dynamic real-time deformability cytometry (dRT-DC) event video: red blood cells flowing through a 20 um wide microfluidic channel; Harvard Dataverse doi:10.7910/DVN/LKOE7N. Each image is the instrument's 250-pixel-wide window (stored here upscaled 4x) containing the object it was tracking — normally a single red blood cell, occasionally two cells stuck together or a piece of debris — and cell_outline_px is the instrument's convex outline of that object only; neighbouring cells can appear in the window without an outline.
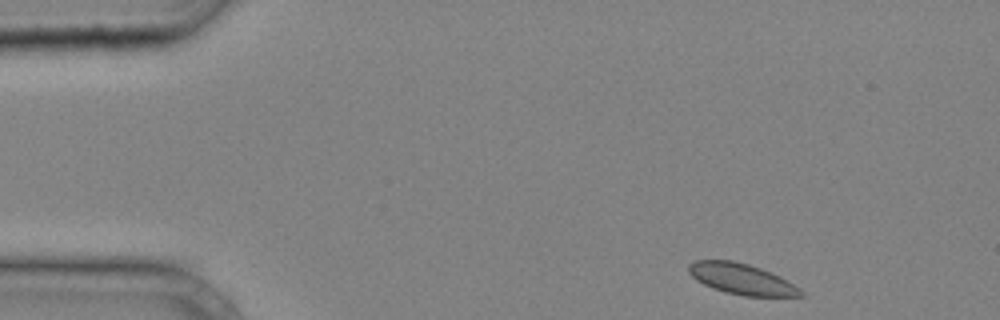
{"species": "common noctule bat (a hibernating species)", "species_latin": "Nyctalus noctula", "temperature_condition": "cold", "stored_images_in_passage": 36, "camera_frame_rate_fps": 3000, "um_per_image_px": 0.085, "animal": {"sex": "male", "body_mass_g": 20.4}, "frame": {"image": 1, "passage_image": 1, "time_ms": 0.0, "image_size_px": [1000, 320], "cell_outline_px": [[804, 296], [744, 296], [724, 292], [712, 288], [696, 280], [688, 272], [688, 264], [696, 260], [732, 260], [748, 264], [760, 268], [780, 276], [788, 280], [800, 288], [804, 292]], "centroid_in_image_um": [63.04, 23.71], "position_along_channel_um": 22.0, "area_um2": 20.23}}
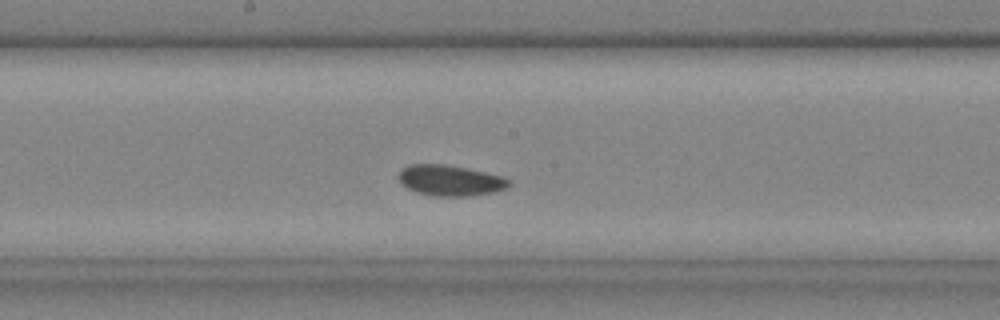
{"frame": {"image": 2, "passage_image": 18, "time_ms": 5.667, "image_size_px": [1000, 320], "cell_outline_px": [[512, 184], [508, 188], [492, 192], [468, 196], [436, 196], [416, 192], [408, 188], [400, 180], [400, 172], [408, 164], [444, 164], [468, 168], [504, 176], [512, 180]], "centroid_in_image_um": [38.35, 15.33], "position_along_channel_um": 209.8, "area_um2": 19.77}}
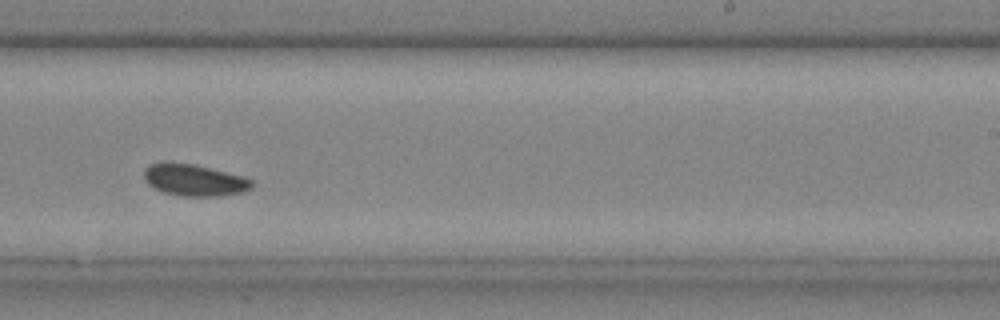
{"frame": {"image": 3, "passage_image": 22, "time_ms": 7.0, "image_size_px": [1000, 320], "cell_outline_px": [[252, 188], [244, 192], [220, 196], [180, 196], [164, 192], [148, 184], [144, 180], [144, 168], [148, 164], [192, 164], [244, 176], [252, 180]], "centroid_in_image_um": [16.55, 15.33], "position_along_channel_um": 272.5, "area_um2": 19.59}}